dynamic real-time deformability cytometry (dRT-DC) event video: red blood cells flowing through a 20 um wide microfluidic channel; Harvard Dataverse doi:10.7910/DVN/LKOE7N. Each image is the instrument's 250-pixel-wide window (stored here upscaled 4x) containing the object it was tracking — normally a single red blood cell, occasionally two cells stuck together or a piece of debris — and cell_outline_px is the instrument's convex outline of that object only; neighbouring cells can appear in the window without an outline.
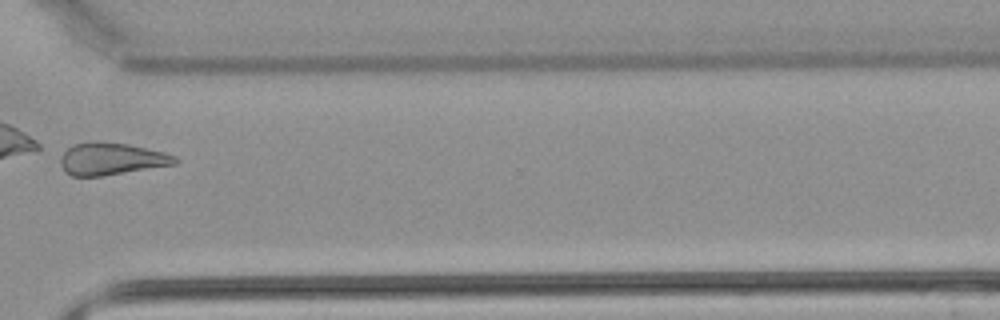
{"species": "common noctule bat (a hibernating species)", "species_latin": "Nyctalus noctula", "temperature_condition": "warm", "stored_images_in_passage": 30, "camera_frame_rate_fps": 3000, "um_per_image_px": 0.085, "animal": {"sex": "male", "body_mass_g": 21.5, "forearm_length_mm": 52.0}, "frame": {"image": 1, "passage_image": 22, "time_ms": 7.0, "image_size_px": [1000, 320], "cell_outline_px": [[180, 160], [176, 164], [100, 176], [72, 176], [64, 172], [60, 164], [60, 156], [72, 144], [128, 144], [164, 152], [176, 156]], "centroid_in_image_um": [9.48, 13.54], "position_along_channel_um": 361.1, "area_um2": 20.87}}